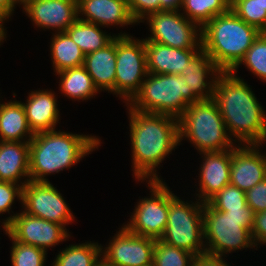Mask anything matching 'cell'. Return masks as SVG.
Returning <instances> with one entry per match:
<instances>
[{
	"label": "cell",
	"mask_w": 266,
	"mask_h": 266,
	"mask_svg": "<svg viewBox=\"0 0 266 266\" xmlns=\"http://www.w3.org/2000/svg\"><path fill=\"white\" fill-rule=\"evenodd\" d=\"M133 176L138 181H162L156 168L180 145L178 119L128 106Z\"/></svg>",
	"instance_id": "cell-1"
},
{
	"label": "cell",
	"mask_w": 266,
	"mask_h": 266,
	"mask_svg": "<svg viewBox=\"0 0 266 266\" xmlns=\"http://www.w3.org/2000/svg\"><path fill=\"white\" fill-rule=\"evenodd\" d=\"M213 100L235 143H266V114L244 80L231 71H222L215 83Z\"/></svg>",
	"instance_id": "cell-2"
},
{
	"label": "cell",
	"mask_w": 266,
	"mask_h": 266,
	"mask_svg": "<svg viewBox=\"0 0 266 266\" xmlns=\"http://www.w3.org/2000/svg\"><path fill=\"white\" fill-rule=\"evenodd\" d=\"M100 141L96 136L56 130L35 133L29 142L30 181L49 182L46 175L77 164L81 158L98 149Z\"/></svg>",
	"instance_id": "cell-3"
},
{
	"label": "cell",
	"mask_w": 266,
	"mask_h": 266,
	"mask_svg": "<svg viewBox=\"0 0 266 266\" xmlns=\"http://www.w3.org/2000/svg\"><path fill=\"white\" fill-rule=\"evenodd\" d=\"M260 34L230 9L201 29L202 49L222 71H231Z\"/></svg>",
	"instance_id": "cell-4"
},
{
	"label": "cell",
	"mask_w": 266,
	"mask_h": 266,
	"mask_svg": "<svg viewBox=\"0 0 266 266\" xmlns=\"http://www.w3.org/2000/svg\"><path fill=\"white\" fill-rule=\"evenodd\" d=\"M254 214L248 205L235 210H216L207 202L204 203L203 230L206 253L226 256V253L255 247L251 233Z\"/></svg>",
	"instance_id": "cell-5"
},
{
	"label": "cell",
	"mask_w": 266,
	"mask_h": 266,
	"mask_svg": "<svg viewBox=\"0 0 266 266\" xmlns=\"http://www.w3.org/2000/svg\"><path fill=\"white\" fill-rule=\"evenodd\" d=\"M178 130L179 143L183 138L188 139L201 153L225 151L236 146L213 99L191 103L178 118Z\"/></svg>",
	"instance_id": "cell-6"
},
{
	"label": "cell",
	"mask_w": 266,
	"mask_h": 266,
	"mask_svg": "<svg viewBox=\"0 0 266 266\" xmlns=\"http://www.w3.org/2000/svg\"><path fill=\"white\" fill-rule=\"evenodd\" d=\"M201 101L188 90L185 79L174 74L148 73L140 91L127 104L130 108L179 118L191 103Z\"/></svg>",
	"instance_id": "cell-7"
},
{
	"label": "cell",
	"mask_w": 266,
	"mask_h": 266,
	"mask_svg": "<svg viewBox=\"0 0 266 266\" xmlns=\"http://www.w3.org/2000/svg\"><path fill=\"white\" fill-rule=\"evenodd\" d=\"M203 205L201 201H195V204L185 203L168 188V221L160 240L196 257L206 253Z\"/></svg>",
	"instance_id": "cell-8"
},
{
	"label": "cell",
	"mask_w": 266,
	"mask_h": 266,
	"mask_svg": "<svg viewBox=\"0 0 266 266\" xmlns=\"http://www.w3.org/2000/svg\"><path fill=\"white\" fill-rule=\"evenodd\" d=\"M147 74L144 39H134L125 32L118 33L116 35L115 94L123 98L127 105L140 91Z\"/></svg>",
	"instance_id": "cell-9"
},
{
	"label": "cell",
	"mask_w": 266,
	"mask_h": 266,
	"mask_svg": "<svg viewBox=\"0 0 266 266\" xmlns=\"http://www.w3.org/2000/svg\"><path fill=\"white\" fill-rule=\"evenodd\" d=\"M145 20L151 32L150 37L144 39L146 41L178 49L202 48L201 27L180 11H158Z\"/></svg>",
	"instance_id": "cell-10"
},
{
	"label": "cell",
	"mask_w": 266,
	"mask_h": 266,
	"mask_svg": "<svg viewBox=\"0 0 266 266\" xmlns=\"http://www.w3.org/2000/svg\"><path fill=\"white\" fill-rule=\"evenodd\" d=\"M151 196L140 199L130 221L124 225L130 232L158 240L168 221V187L162 181H148Z\"/></svg>",
	"instance_id": "cell-11"
},
{
	"label": "cell",
	"mask_w": 266,
	"mask_h": 266,
	"mask_svg": "<svg viewBox=\"0 0 266 266\" xmlns=\"http://www.w3.org/2000/svg\"><path fill=\"white\" fill-rule=\"evenodd\" d=\"M5 234L8 233L14 240L47 249L58 245L69 238V233L62 225L34 217L24 211L7 217L2 222Z\"/></svg>",
	"instance_id": "cell-12"
},
{
	"label": "cell",
	"mask_w": 266,
	"mask_h": 266,
	"mask_svg": "<svg viewBox=\"0 0 266 266\" xmlns=\"http://www.w3.org/2000/svg\"><path fill=\"white\" fill-rule=\"evenodd\" d=\"M23 211L27 214L62 225L74 221L64 197L50 182L29 181L23 186Z\"/></svg>",
	"instance_id": "cell-13"
},
{
	"label": "cell",
	"mask_w": 266,
	"mask_h": 266,
	"mask_svg": "<svg viewBox=\"0 0 266 266\" xmlns=\"http://www.w3.org/2000/svg\"><path fill=\"white\" fill-rule=\"evenodd\" d=\"M101 258L109 266H149L153 264L155 239L136 235L125 226L116 232Z\"/></svg>",
	"instance_id": "cell-14"
},
{
	"label": "cell",
	"mask_w": 266,
	"mask_h": 266,
	"mask_svg": "<svg viewBox=\"0 0 266 266\" xmlns=\"http://www.w3.org/2000/svg\"><path fill=\"white\" fill-rule=\"evenodd\" d=\"M260 146L238 144L231 153L230 184L244 192L266 178V153L261 154Z\"/></svg>",
	"instance_id": "cell-15"
},
{
	"label": "cell",
	"mask_w": 266,
	"mask_h": 266,
	"mask_svg": "<svg viewBox=\"0 0 266 266\" xmlns=\"http://www.w3.org/2000/svg\"><path fill=\"white\" fill-rule=\"evenodd\" d=\"M23 11L37 27L56 33L65 32L79 15L77 0H36Z\"/></svg>",
	"instance_id": "cell-16"
},
{
	"label": "cell",
	"mask_w": 266,
	"mask_h": 266,
	"mask_svg": "<svg viewBox=\"0 0 266 266\" xmlns=\"http://www.w3.org/2000/svg\"><path fill=\"white\" fill-rule=\"evenodd\" d=\"M232 149L219 152H204L199 174L198 201L206 203L230 183ZM200 192V193H199ZM201 199V200H200Z\"/></svg>",
	"instance_id": "cell-17"
},
{
	"label": "cell",
	"mask_w": 266,
	"mask_h": 266,
	"mask_svg": "<svg viewBox=\"0 0 266 266\" xmlns=\"http://www.w3.org/2000/svg\"><path fill=\"white\" fill-rule=\"evenodd\" d=\"M78 19L100 27L134 25L127 0H77Z\"/></svg>",
	"instance_id": "cell-18"
},
{
	"label": "cell",
	"mask_w": 266,
	"mask_h": 266,
	"mask_svg": "<svg viewBox=\"0 0 266 266\" xmlns=\"http://www.w3.org/2000/svg\"><path fill=\"white\" fill-rule=\"evenodd\" d=\"M147 71L152 74L180 75L202 48L178 49L144 40Z\"/></svg>",
	"instance_id": "cell-19"
},
{
	"label": "cell",
	"mask_w": 266,
	"mask_h": 266,
	"mask_svg": "<svg viewBox=\"0 0 266 266\" xmlns=\"http://www.w3.org/2000/svg\"><path fill=\"white\" fill-rule=\"evenodd\" d=\"M52 91H31L26 103L22 102L29 128L32 132L55 130L59 121L57 98Z\"/></svg>",
	"instance_id": "cell-20"
},
{
	"label": "cell",
	"mask_w": 266,
	"mask_h": 266,
	"mask_svg": "<svg viewBox=\"0 0 266 266\" xmlns=\"http://www.w3.org/2000/svg\"><path fill=\"white\" fill-rule=\"evenodd\" d=\"M221 72L222 70L202 49L190 63L186 65L185 70L181 71L180 76L185 79L188 90H191L200 100H211L213 99L217 77Z\"/></svg>",
	"instance_id": "cell-21"
},
{
	"label": "cell",
	"mask_w": 266,
	"mask_h": 266,
	"mask_svg": "<svg viewBox=\"0 0 266 266\" xmlns=\"http://www.w3.org/2000/svg\"><path fill=\"white\" fill-rule=\"evenodd\" d=\"M83 66L98 91L115 94L116 36L104 48L86 54Z\"/></svg>",
	"instance_id": "cell-22"
},
{
	"label": "cell",
	"mask_w": 266,
	"mask_h": 266,
	"mask_svg": "<svg viewBox=\"0 0 266 266\" xmlns=\"http://www.w3.org/2000/svg\"><path fill=\"white\" fill-rule=\"evenodd\" d=\"M21 178H25L24 182ZM0 181L22 186L30 181L29 142L0 141Z\"/></svg>",
	"instance_id": "cell-23"
},
{
	"label": "cell",
	"mask_w": 266,
	"mask_h": 266,
	"mask_svg": "<svg viewBox=\"0 0 266 266\" xmlns=\"http://www.w3.org/2000/svg\"><path fill=\"white\" fill-rule=\"evenodd\" d=\"M33 137L22 102L10 100L0 103V141L30 142Z\"/></svg>",
	"instance_id": "cell-24"
},
{
	"label": "cell",
	"mask_w": 266,
	"mask_h": 266,
	"mask_svg": "<svg viewBox=\"0 0 266 266\" xmlns=\"http://www.w3.org/2000/svg\"><path fill=\"white\" fill-rule=\"evenodd\" d=\"M56 75L61 80L59 90L72 100H88L100 92L83 65L64 69Z\"/></svg>",
	"instance_id": "cell-25"
},
{
	"label": "cell",
	"mask_w": 266,
	"mask_h": 266,
	"mask_svg": "<svg viewBox=\"0 0 266 266\" xmlns=\"http://www.w3.org/2000/svg\"><path fill=\"white\" fill-rule=\"evenodd\" d=\"M53 36L51 38L50 52L56 73L84 64L85 54L66 32H57Z\"/></svg>",
	"instance_id": "cell-26"
},
{
	"label": "cell",
	"mask_w": 266,
	"mask_h": 266,
	"mask_svg": "<svg viewBox=\"0 0 266 266\" xmlns=\"http://www.w3.org/2000/svg\"><path fill=\"white\" fill-rule=\"evenodd\" d=\"M100 26L77 19L65 32L86 55L108 45L116 36L105 34Z\"/></svg>",
	"instance_id": "cell-27"
},
{
	"label": "cell",
	"mask_w": 266,
	"mask_h": 266,
	"mask_svg": "<svg viewBox=\"0 0 266 266\" xmlns=\"http://www.w3.org/2000/svg\"><path fill=\"white\" fill-rule=\"evenodd\" d=\"M101 244L85 242L66 247L56 255L53 266H95L102 258Z\"/></svg>",
	"instance_id": "cell-28"
},
{
	"label": "cell",
	"mask_w": 266,
	"mask_h": 266,
	"mask_svg": "<svg viewBox=\"0 0 266 266\" xmlns=\"http://www.w3.org/2000/svg\"><path fill=\"white\" fill-rule=\"evenodd\" d=\"M184 16L197 24L201 29L217 15L230 10L228 0H183Z\"/></svg>",
	"instance_id": "cell-29"
},
{
	"label": "cell",
	"mask_w": 266,
	"mask_h": 266,
	"mask_svg": "<svg viewBox=\"0 0 266 266\" xmlns=\"http://www.w3.org/2000/svg\"><path fill=\"white\" fill-rule=\"evenodd\" d=\"M241 64H244L249 71L262 81H266V32H261L231 72L237 74L236 72Z\"/></svg>",
	"instance_id": "cell-30"
},
{
	"label": "cell",
	"mask_w": 266,
	"mask_h": 266,
	"mask_svg": "<svg viewBox=\"0 0 266 266\" xmlns=\"http://www.w3.org/2000/svg\"><path fill=\"white\" fill-rule=\"evenodd\" d=\"M195 257V255L186 250L169 245L160 239L155 240L154 266H192Z\"/></svg>",
	"instance_id": "cell-31"
},
{
	"label": "cell",
	"mask_w": 266,
	"mask_h": 266,
	"mask_svg": "<svg viewBox=\"0 0 266 266\" xmlns=\"http://www.w3.org/2000/svg\"><path fill=\"white\" fill-rule=\"evenodd\" d=\"M230 9L248 25L266 32V9L258 0H236L230 5Z\"/></svg>",
	"instance_id": "cell-32"
},
{
	"label": "cell",
	"mask_w": 266,
	"mask_h": 266,
	"mask_svg": "<svg viewBox=\"0 0 266 266\" xmlns=\"http://www.w3.org/2000/svg\"><path fill=\"white\" fill-rule=\"evenodd\" d=\"M13 245L11 248V264L12 266H44L46 262L47 252L39 247L26 245L14 240L6 233Z\"/></svg>",
	"instance_id": "cell-33"
},
{
	"label": "cell",
	"mask_w": 266,
	"mask_h": 266,
	"mask_svg": "<svg viewBox=\"0 0 266 266\" xmlns=\"http://www.w3.org/2000/svg\"><path fill=\"white\" fill-rule=\"evenodd\" d=\"M207 203L216 210H235L247 206L246 192L228 184L211 197Z\"/></svg>",
	"instance_id": "cell-34"
},
{
	"label": "cell",
	"mask_w": 266,
	"mask_h": 266,
	"mask_svg": "<svg viewBox=\"0 0 266 266\" xmlns=\"http://www.w3.org/2000/svg\"><path fill=\"white\" fill-rule=\"evenodd\" d=\"M16 197L22 203L23 186L12 182L0 181V214L10 212Z\"/></svg>",
	"instance_id": "cell-35"
},
{
	"label": "cell",
	"mask_w": 266,
	"mask_h": 266,
	"mask_svg": "<svg viewBox=\"0 0 266 266\" xmlns=\"http://www.w3.org/2000/svg\"><path fill=\"white\" fill-rule=\"evenodd\" d=\"M127 4L136 23L144 22L148 15L160 11V0H127Z\"/></svg>",
	"instance_id": "cell-36"
},
{
	"label": "cell",
	"mask_w": 266,
	"mask_h": 266,
	"mask_svg": "<svg viewBox=\"0 0 266 266\" xmlns=\"http://www.w3.org/2000/svg\"><path fill=\"white\" fill-rule=\"evenodd\" d=\"M246 201L254 213L266 211V178L246 192Z\"/></svg>",
	"instance_id": "cell-37"
},
{
	"label": "cell",
	"mask_w": 266,
	"mask_h": 266,
	"mask_svg": "<svg viewBox=\"0 0 266 266\" xmlns=\"http://www.w3.org/2000/svg\"><path fill=\"white\" fill-rule=\"evenodd\" d=\"M251 233L256 247L266 244V211L254 214Z\"/></svg>",
	"instance_id": "cell-38"
},
{
	"label": "cell",
	"mask_w": 266,
	"mask_h": 266,
	"mask_svg": "<svg viewBox=\"0 0 266 266\" xmlns=\"http://www.w3.org/2000/svg\"><path fill=\"white\" fill-rule=\"evenodd\" d=\"M222 256L211 255L208 253L200 254L195 257L192 266H231L226 264Z\"/></svg>",
	"instance_id": "cell-39"
},
{
	"label": "cell",
	"mask_w": 266,
	"mask_h": 266,
	"mask_svg": "<svg viewBox=\"0 0 266 266\" xmlns=\"http://www.w3.org/2000/svg\"><path fill=\"white\" fill-rule=\"evenodd\" d=\"M182 2L183 0H160V11H181Z\"/></svg>",
	"instance_id": "cell-40"
},
{
	"label": "cell",
	"mask_w": 266,
	"mask_h": 266,
	"mask_svg": "<svg viewBox=\"0 0 266 266\" xmlns=\"http://www.w3.org/2000/svg\"><path fill=\"white\" fill-rule=\"evenodd\" d=\"M14 5L13 0H0V15L6 20L13 14Z\"/></svg>",
	"instance_id": "cell-41"
},
{
	"label": "cell",
	"mask_w": 266,
	"mask_h": 266,
	"mask_svg": "<svg viewBox=\"0 0 266 266\" xmlns=\"http://www.w3.org/2000/svg\"><path fill=\"white\" fill-rule=\"evenodd\" d=\"M6 21V19L0 15V43L4 42L3 40L6 39V29H4L3 22Z\"/></svg>",
	"instance_id": "cell-42"
},
{
	"label": "cell",
	"mask_w": 266,
	"mask_h": 266,
	"mask_svg": "<svg viewBox=\"0 0 266 266\" xmlns=\"http://www.w3.org/2000/svg\"><path fill=\"white\" fill-rule=\"evenodd\" d=\"M36 0H13L14 8L17 4L23 5V10L26 9L31 3L35 2Z\"/></svg>",
	"instance_id": "cell-43"
},
{
	"label": "cell",
	"mask_w": 266,
	"mask_h": 266,
	"mask_svg": "<svg viewBox=\"0 0 266 266\" xmlns=\"http://www.w3.org/2000/svg\"><path fill=\"white\" fill-rule=\"evenodd\" d=\"M95 266H109V265L106 264V263L101 259L97 264H95Z\"/></svg>",
	"instance_id": "cell-44"
},
{
	"label": "cell",
	"mask_w": 266,
	"mask_h": 266,
	"mask_svg": "<svg viewBox=\"0 0 266 266\" xmlns=\"http://www.w3.org/2000/svg\"><path fill=\"white\" fill-rule=\"evenodd\" d=\"M259 3L266 9V0H258Z\"/></svg>",
	"instance_id": "cell-45"
},
{
	"label": "cell",
	"mask_w": 266,
	"mask_h": 266,
	"mask_svg": "<svg viewBox=\"0 0 266 266\" xmlns=\"http://www.w3.org/2000/svg\"><path fill=\"white\" fill-rule=\"evenodd\" d=\"M236 0H228V3L231 5Z\"/></svg>",
	"instance_id": "cell-46"
}]
</instances>
